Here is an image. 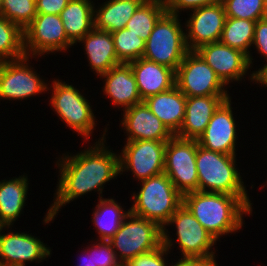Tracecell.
Segmentation results:
<instances>
[{
    "label": "cell",
    "instance_id": "6da1fadb",
    "mask_svg": "<svg viewBox=\"0 0 267 266\" xmlns=\"http://www.w3.org/2000/svg\"><path fill=\"white\" fill-rule=\"evenodd\" d=\"M84 152L66 156L57 163L60 179L54 204L48 210L44 222L53 220L61 206L97 188L102 193L103 184L114 179L120 171V157L105 149L103 140ZM102 187V188H101ZM64 204V205H63Z\"/></svg>",
    "mask_w": 267,
    "mask_h": 266
},
{
    "label": "cell",
    "instance_id": "7a4b0ae2",
    "mask_svg": "<svg viewBox=\"0 0 267 266\" xmlns=\"http://www.w3.org/2000/svg\"><path fill=\"white\" fill-rule=\"evenodd\" d=\"M183 204L216 241L221 235L240 229L243 214L252 211L239 196L215 192L186 193Z\"/></svg>",
    "mask_w": 267,
    "mask_h": 266
},
{
    "label": "cell",
    "instance_id": "3957f363",
    "mask_svg": "<svg viewBox=\"0 0 267 266\" xmlns=\"http://www.w3.org/2000/svg\"><path fill=\"white\" fill-rule=\"evenodd\" d=\"M235 157V155L206 150L199 146L197 141L198 191L239 196L252 208L240 173L235 168Z\"/></svg>",
    "mask_w": 267,
    "mask_h": 266
},
{
    "label": "cell",
    "instance_id": "277c9868",
    "mask_svg": "<svg viewBox=\"0 0 267 266\" xmlns=\"http://www.w3.org/2000/svg\"><path fill=\"white\" fill-rule=\"evenodd\" d=\"M141 182V190L133 195L130 213L154 221L163 228L183 204V195L165 173Z\"/></svg>",
    "mask_w": 267,
    "mask_h": 266
},
{
    "label": "cell",
    "instance_id": "5b68a950",
    "mask_svg": "<svg viewBox=\"0 0 267 266\" xmlns=\"http://www.w3.org/2000/svg\"><path fill=\"white\" fill-rule=\"evenodd\" d=\"M185 35L178 15L165 12L154 25L145 43L143 58L167 66L176 72L189 52Z\"/></svg>",
    "mask_w": 267,
    "mask_h": 266
},
{
    "label": "cell",
    "instance_id": "8992f818",
    "mask_svg": "<svg viewBox=\"0 0 267 266\" xmlns=\"http://www.w3.org/2000/svg\"><path fill=\"white\" fill-rule=\"evenodd\" d=\"M109 242L115 252L119 251L120 255L116 256L124 265L128 260L160 247L162 228L154 221L130 213Z\"/></svg>",
    "mask_w": 267,
    "mask_h": 266
},
{
    "label": "cell",
    "instance_id": "52a82bcc",
    "mask_svg": "<svg viewBox=\"0 0 267 266\" xmlns=\"http://www.w3.org/2000/svg\"><path fill=\"white\" fill-rule=\"evenodd\" d=\"M196 153L197 140L174 135L167 141L164 173L182 195L198 191Z\"/></svg>",
    "mask_w": 267,
    "mask_h": 266
},
{
    "label": "cell",
    "instance_id": "ba28073f",
    "mask_svg": "<svg viewBox=\"0 0 267 266\" xmlns=\"http://www.w3.org/2000/svg\"><path fill=\"white\" fill-rule=\"evenodd\" d=\"M175 85L186 97L228 96L225 84L195 51H189L178 66Z\"/></svg>",
    "mask_w": 267,
    "mask_h": 266
},
{
    "label": "cell",
    "instance_id": "9c48e42d",
    "mask_svg": "<svg viewBox=\"0 0 267 266\" xmlns=\"http://www.w3.org/2000/svg\"><path fill=\"white\" fill-rule=\"evenodd\" d=\"M52 87L51 106L54 107L57 115L65 121L67 126L89 139L96 123L88 100L74 86L65 84V82L56 80Z\"/></svg>",
    "mask_w": 267,
    "mask_h": 266
},
{
    "label": "cell",
    "instance_id": "30bf717a",
    "mask_svg": "<svg viewBox=\"0 0 267 266\" xmlns=\"http://www.w3.org/2000/svg\"><path fill=\"white\" fill-rule=\"evenodd\" d=\"M73 45L74 43L67 37L60 15L37 14L24 30L26 56H30L31 53L41 56L45 52L49 54V52L66 50Z\"/></svg>",
    "mask_w": 267,
    "mask_h": 266
},
{
    "label": "cell",
    "instance_id": "8fae6325",
    "mask_svg": "<svg viewBox=\"0 0 267 266\" xmlns=\"http://www.w3.org/2000/svg\"><path fill=\"white\" fill-rule=\"evenodd\" d=\"M120 155V171L130 170L141 181L164 173L167 141H126ZM125 169V170H124Z\"/></svg>",
    "mask_w": 267,
    "mask_h": 266
},
{
    "label": "cell",
    "instance_id": "7c38bea8",
    "mask_svg": "<svg viewBox=\"0 0 267 266\" xmlns=\"http://www.w3.org/2000/svg\"><path fill=\"white\" fill-rule=\"evenodd\" d=\"M172 223L176 224L177 240L183 259L215 256L214 252L209 250L216 240L184 204L176 210L166 225Z\"/></svg>",
    "mask_w": 267,
    "mask_h": 266
},
{
    "label": "cell",
    "instance_id": "4fadbf2b",
    "mask_svg": "<svg viewBox=\"0 0 267 266\" xmlns=\"http://www.w3.org/2000/svg\"><path fill=\"white\" fill-rule=\"evenodd\" d=\"M28 58L25 55L20 59L0 62V98L23 100L47 90L46 83L26 65Z\"/></svg>",
    "mask_w": 267,
    "mask_h": 266
},
{
    "label": "cell",
    "instance_id": "5bb4252c",
    "mask_svg": "<svg viewBox=\"0 0 267 266\" xmlns=\"http://www.w3.org/2000/svg\"><path fill=\"white\" fill-rule=\"evenodd\" d=\"M187 21L188 34L185 35L189 51H195L204 44L220 41L226 13L221 1L193 10Z\"/></svg>",
    "mask_w": 267,
    "mask_h": 266
},
{
    "label": "cell",
    "instance_id": "9a60e30c",
    "mask_svg": "<svg viewBox=\"0 0 267 266\" xmlns=\"http://www.w3.org/2000/svg\"><path fill=\"white\" fill-rule=\"evenodd\" d=\"M195 52L214 70L226 85L229 81L240 80L249 69L248 56L222 42H213L200 46Z\"/></svg>",
    "mask_w": 267,
    "mask_h": 266
},
{
    "label": "cell",
    "instance_id": "2e32d148",
    "mask_svg": "<svg viewBox=\"0 0 267 266\" xmlns=\"http://www.w3.org/2000/svg\"><path fill=\"white\" fill-rule=\"evenodd\" d=\"M230 98L214 112L204 133L197 139L199 146L206 150L235 155L236 125Z\"/></svg>",
    "mask_w": 267,
    "mask_h": 266
},
{
    "label": "cell",
    "instance_id": "e0dca14e",
    "mask_svg": "<svg viewBox=\"0 0 267 266\" xmlns=\"http://www.w3.org/2000/svg\"><path fill=\"white\" fill-rule=\"evenodd\" d=\"M4 226L0 227V232ZM50 249L45 247L40 239L26 233H0V265L25 266L28 261L45 259L50 255Z\"/></svg>",
    "mask_w": 267,
    "mask_h": 266
},
{
    "label": "cell",
    "instance_id": "ac0fdd59",
    "mask_svg": "<svg viewBox=\"0 0 267 266\" xmlns=\"http://www.w3.org/2000/svg\"><path fill=\"white\" fill-rule=\"evenodd\" d=\"M123 116L121 123L128 132L127 141H168L174 136L144 101L124 110Z\"/></svg>",
    "mask_w": 267,
    "mask_h": 266
},
{
    "label": "cell",
    "instance_id": "d6986e66",
    "mask_svg": "<svg viewBox=\"0 0 267 266\" xmlns=\"http://www.w3.org/2000/svg\"><path fill=\"white\" fill-rule=\"evenodd\" d=\"M142 101L175 86V71L143 57L129 62Z\"/></svg>",
    "mask_w": 267,
    "mask_h": 266
},
{
    "label": "cell",
    "instance_id": "ffe728a7",
    "mask_svg": "<svg viewBox=\"0 0 267 266\" xmlns=\"http://www.w3.org/2000/svg\"><path fill=\"white\" fill-rule=\"evenodd\" d=\"M229 96L186 97L185 118L176 136L197 140L205 131L211 117Z\"/></svg>",
    "mask_w": 267,
    "mask_h": 266
},
{
    "label": "cell",
    "instance_id": "44dd1931",
    "mask_svg": "<svg viewBox=\"0 0 267 266\" xmlns=\"http://www.w3.org/2000/svg\"><path fill=\"white\" fill-rule=\"evenodd\" d=\"M100 77H105L104 93L112 98L115 106L128 109L142 101L129 63H120Z\"/></svg>",
    "mask_w": 267,
    "mask_h": 266
},
{
    "label": "cell",
    "instance_id": "7402d4cb",
    "mask_svg": "<svg viewBox=\"0 0 267 266\" xmlns=\"http://www.w3.org/2000/svg\"><path fill=\"white\" fill-rule=\"evenodd\" d=\"M144 102L173 135L179 132L185 118L186 96L176 85Z\"/></svg>",
    "mask_w": 267,
    "mask_h": 266
},
{
    "label": "cell",
    "instance_id": "603a6c76",
    "mask_svg": "<svg viewBox=\"0 0 267 266\" xmlns=\"http://www.w3.org/2000/svg\"><path fill=\"white\" fill-rule=\"evenodd\" d=\"M78 42L85 44L89 64L99 76L121 63L117 58L113 36L108 31L94 28Z\"/></svg>",
    "mask_w": 267,
    "mask_h": 266
},
{
    "label": "cell",
    "instance_id": "cb8c5ba5",
    "mask_svg": "<svg viewBox=\"0 0 267 266\" xmlns=\"http://www.w3.org/2000/svg\"><path fill=\"white\" fill-rule=\"evenodd\" d=\"M89 0H70L60 17L67 37L76 43L94 29V5Z\"/></svg>",
    "mask_w": 267,
    "mask_h": 266
},
{
    "label": "cell",
    "instance_id": "d4e9b609",
    "mask_svg": "<svg viewBox=\"0 0 267 266\" xmlns=\"http://www.w3.org/2000/svg\"><path fill=\"white\" fill-rule=\"evenodd\" d=\"M145 0H109L94 11V28L110 33L126 27L138 7Z\"/></svg>",
    "mask_w": 267,
    "mask_h": 266
},
{
    "label": "cell",
    "instance_id": "484cf974",
    "mask_svg": "<svg viewBox=\"0 0 267 266\" xmlns=\"http://www.w3.org/2000/svg\"><path fill=\"white\" fill-rule=\"evenodd\" d=\"M28 190L24 175L9 181L0 182V226L8 227L16 221L24 208Z\"/></svg>",
    "mask_w": 267,
    "mask_h": 266
},
{
    "label": "cell",
    "instance_id": "4316f807",
    "mask_svg": "<svg viewBox=\"0 0 267 266\" xmlns=\"http://www.w3.org/2000/svg\"><path fill=\"white\" fill-rule=\"evenodd\" d=\"M99 204L96 205L93 212L92 221L97 228L100 240L109 241L119 230L122 222L130 214V210L124 211L114 199L99 198Z\"/></svg>",
    "mask_w": 267,
    "mask_h": 266
},
{
    "label": "cell",
    "instance_id": "83f0119b",
    "mask_svg": "<svg viewBox=\"0 0 267 266\" xmlns=\"http://www.w3.org/2000/svg\"><path fill=\"white\" fill-rule=\"evenodd\" d=\"M255 21L226 17L220 42L244 52L252 64L248 48L252 45L255 31Z\"/></svg>",
    "mask_w": 267,
    "mask_h": 266
},
{
    "label": "cell",
    "instance_id": "f1b7e54d",
    "mask_svg": "<svg viewBox=\"0 0 267 266\" xmlns=\"http://www.w3.org/2000/svg\"><path fill=\"white\" fill-rule=\"evenodd\" d=\"M165 12L164 0H145L127 22L125 28L147 41L154 25Z\"/></svg>",
    "mask_w": 267,
    "mask_h": 266
},
{
    "label": "cell",
    "instance_id": "f546056e",
    "mask_svg": "<svg viewBox=\"0 0 267 266\" xmlns=\"http://www.w3.org/2000/svg\"><path fill=\"white\" fill-rule=\"evenodd\" d=\"M25 55L24 31L0 15V62L20 59Z\"/></svg>",
    "mask_w": 267,
    "mask_h": 266
},
{
    "label": "cell",
    "instance_id": "4dcf8cb0",
    "mask_svg": "<svg viewBox=\"0 0 267 266\" xmlns=\"http://www.w3.org/2000/svg\"><path fill=\"white\" fill-rule=\"evenodd\" d=\"M111 34L113 36L117 58L121 63H129L143 57L146 41L127 28L114 31Z\"/></svg>",
    "mask_w": 267,
    "mask_h": 266
},
{
    "label": "cell",
    "instance_id": "1f68e13d",
    "mask_svg": "<svg viewBox=\"0 0 267 266\" xmlns=\"http://www.w3.org/2000/svg\"><path fill=\"white\" fill-rule=\"evenodd\" d=\"M0 15L24 31L37 15L36 0H2Z\"/></svg>",
    "mask_w": 267,
    "mask_h": 266
},
{
    "label": "cell",
    "instance_id": "d6a6232c",
    "mask_svg": "<svg viewBox=\"0 0 267 266\" xmlns=\"http://www.w3.org/2000/svg\"><path fill=\"white\" fill-rule=\"evenodd\" d=\"M226 17L257 21L264 18L265 0H221Z\"/></svg>",
    "mask_w": 267,
    "mask_h": 266
},
{
    "label": "cell",
    "instance_id": "836d02e7",
    "mask_svg": "<svg viewBox=\"0 0 267 266\" xmlns=\"http://www.w3.org/2000/svg\"><path fill=\"white\" fill-rule=\"evenodd\" d=\"M165 227L162 228V245L157 249L140 254L128 260L123 266H166L164 254L168 253L172 243Z\"/></svg>",
    "mask_w": 267,
    "mask_h": 266
},
{
    "label": "cell",
    "instance_id": "e575fe53",
    "mask_svg": "<svg viewBox=\"0 0 267 266\" xmlns=\"http://www.w3.org/2000/svg\"><path fill=\"white\" fill-rule=\"evenodd\" d=\"M117 254L109 241L100 240V243L93 246L94 266H123L118 261Z\"/></svg>",
    "mask_w": 267,
    "mask_h": 266
},
{
    "label": "cell",
    "instance_id": "d590c367",
    "mask_svg": "<svg viewBox=\"0 0 267 266\" xmlns=\"http://www.w3.org/2000/svg\"><path fill=\"white\" fill-rule=\"evenodd\" d=\"M259 53L267 57V19L262 18L256 21L253 43ZM267 59V58H266ZM267 61V60H266ZM267 68V64L262 69L251 74V79L258 83V76Z\"/></svg>",
    "mask_w": 267,
    "mask_h": 266
},
{
    "label": "cell",
    "instance_id": "8d00e7d4",
    "mask_svg": "<svg viewBox=\"0 0 267 266\" xmlns=\"http://www.w3.org/2000/svg\"><path fill=\"white\" fill-rule=\"evenodd\" d=\"M221 0H164L166 12L178 15L179 10L197 9L199 7L216 4Z\"/></svg>",
    "mask_w": 267,
    "mask_h": 266
},
{
    "label": "cell",
    "instance_id": "74e56055",
    "mask_svg": "<svg viewBox=\"0 0 267 266\" xmlns=\"http://www.w3.org/2000/svg\"><path fill=\"white\" fill-rule=\"evenodd\" d=\"M70 0H36L37 14H56L68 5Z\"/></svg>",
    "mask_w": 267,
    "mask_h": 266
},
{
    "label": "cell",
    "instance_id": "f35d334b",
    "mask_svg": "<svg viewBox=\"0 0 267 266\" xmlns=\"http://www.w3.org/2000/svg\"><path fill=\"white\" fill-rule=\"evenodd\" d=\"M215 256L207 258H192V259H181L175 265L172 266H217L214 260Z\"/></svg>",
    "mask_w": 267,
    "mask_h": 266
},
{
    "label": "cell",
    "instance_id": "ab89813d",
    "mask_svg": "<svg viewBox=\"0 0 267 266\" xmlns=\"http://www.w3.org/2000/svg\"><path fill=\"white\" fill-rule=\"evenodd\" d=\"M90 252H88V253H91V254H87L88 256V258L86 257V262L85 263H83V264H79L78 266H94V261H93V246H92V249L91 250H89Z\"/></svg>",
    "mask_w": 267,
    "mask_h": 266
},
{
    "label": "cell",
    "instance_id": "60d3db41",
    "mask_svg": "<svg viewBox=\"0 0 267 266\" xmlns=\"http://www.w3.org/2000/svg\"><path fill=\"white\" fill-rule=\"evenodd\" d=\"M258 82L267 87V68L258 76Z\"/></svg>",
    "mask_w": 267,
    "mask_h": 266
},
{
    "label": "cell",
    "instance_id": "b9f144b4",
    "mask_svg": "<svg viewBox=\"0 0 267 266\" xmlns=\"http://www.w3.org/2000/svg\"><path fill=\"white\" fill-rule=\"evenodd\" d=\"M264 18L267 19V0H265V7H264Z\"/></svg>",
    "mask_w": 267,
    "mask_h": 266
},
{
    "label": "cell",
    "instance_id": "7bdbcfd3",
    "mask_svg": "<svg viewBox=\"0 0 267 266\" xmlns=\"http://www.w3.org/2000/svg\"><path fill=\"white\" fill-rule=\"evenodd\" d=\"M1 7H2V0H0V12H1Z\"/></svg>",
    "mask_w": 267,
    "mask_h": 266
}]
</instances>
